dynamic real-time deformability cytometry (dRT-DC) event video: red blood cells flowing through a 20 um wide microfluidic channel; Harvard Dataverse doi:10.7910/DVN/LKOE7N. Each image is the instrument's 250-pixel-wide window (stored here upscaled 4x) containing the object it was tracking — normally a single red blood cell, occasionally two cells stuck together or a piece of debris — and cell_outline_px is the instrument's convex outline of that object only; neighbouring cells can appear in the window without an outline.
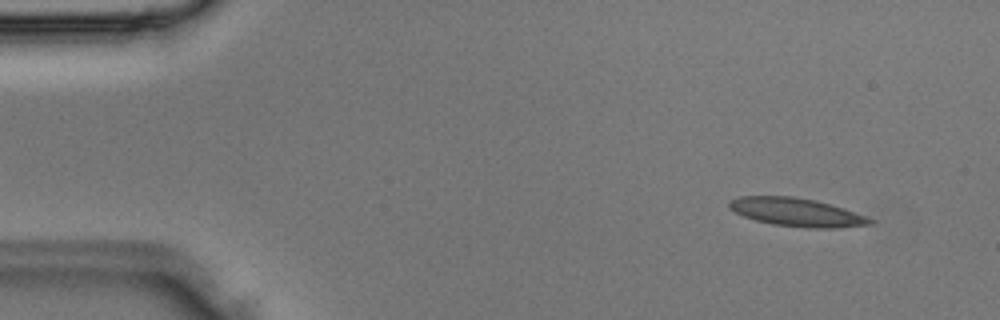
{"species": "Egyptian fruit bat (a non-hibernating species)", "species_latin": "Rousettus aegyptiacus", "temperature_condition": "room temperature", "stored_images_in_passage": 4, "camera_frame_rate_fps": 3000, "um_per_image_px": 0.085, "animal": {"sex": "male"}, "frame": {"image": 1, "passage_image": 1, "time_ms": 0.0, "image_size_px": [1000, 320], "cell_outline_px": [[876, 220], [872, 224], [836, 228], [808, 228], [772, 224], [756, 220], [744, 216], [728, 208], [728, 200], [740, 196], [792, 196], [812, 200], [844, 208]], "centroid_in_image_um": [67.7, 18.04], "position_along_channel_um": 17.3, "area_um2": 23.12}}